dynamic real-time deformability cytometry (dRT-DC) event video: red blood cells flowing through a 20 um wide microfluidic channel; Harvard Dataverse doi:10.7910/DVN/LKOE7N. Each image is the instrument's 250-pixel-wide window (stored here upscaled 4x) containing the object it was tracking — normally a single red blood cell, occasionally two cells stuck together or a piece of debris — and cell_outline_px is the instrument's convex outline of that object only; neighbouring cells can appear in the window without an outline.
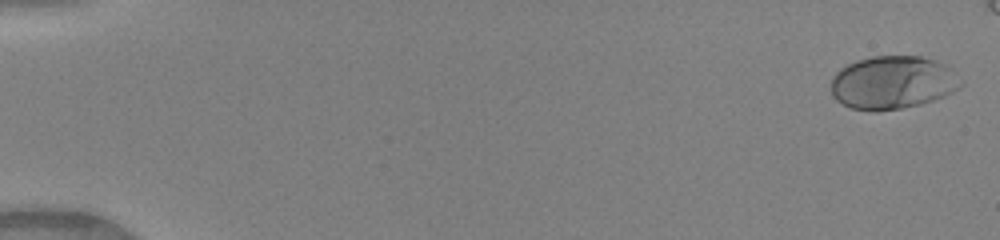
{"species": "human", "species_latin": "Homo sapiens", "temperature_condition": "warm", "stored_images_in_passage": 47, "camera_frame_rate_fps": 3000, "um_per_image_px": 0.085, "donor": {"sex": "female"}, "frame": {"image": 1, "passage_image": 1, "time_ms": 0.0, "image_size_px": [1000, 240], "cell_outline_px": [[964, 84], [960, 88], [944, 96], [920, 104], [900, 108], [876, 112], [872, 112], [852, 108], [836, 100], [832, 96], [832, 76], [840, 68], [856, 60], [872, 56], [920, 56], [944, 64]], "centroid_in_image_um": [75.84, 7.02], "position_along_channel_um": 9.2, "area_um2": 40.06}}
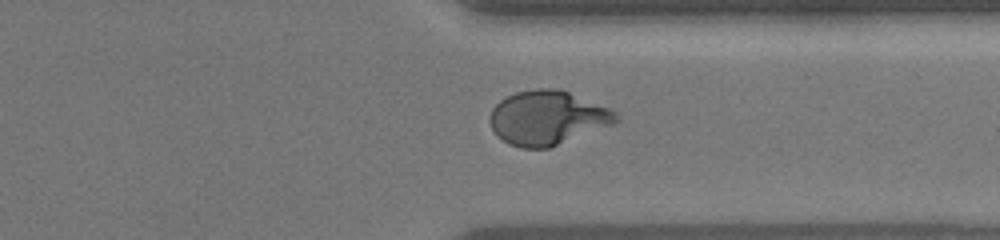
{"frame": {"image": 2, "passage_image": 39, "time_ms": 12.667, "image_size_px": [1000, 240], "cell_outline_px": [[620, 120], [616, 124], [548, 148], [524, 148], [508, 144], [496, 136], [492, 128], [492, 108], [500, 100], [516, 92], [536, 88], [556, 88], [568, 92], [608, 108], [616, 112]], "centroid_in_image_um": [46.56, 10.02], "position_along_channel_um": 364.8, "area_um2": 39.59}}
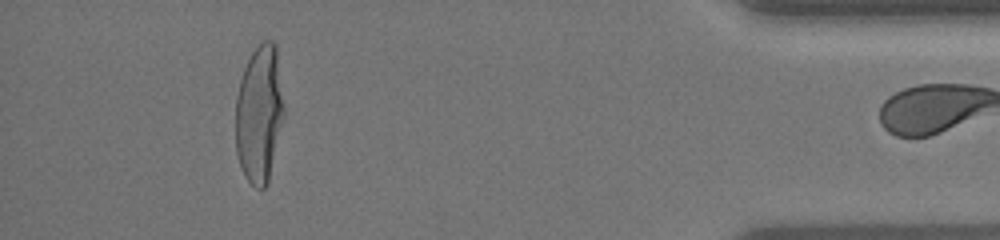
{"frame": {"image": 3, "passage_image": 46, "time_ms": 15.0, "image_size_px": [1000, 240], "cell_outline_px": [[284, 116], [268, 184], [264, 188], [256, 188], [244, 176], [236, 152], [236, 96], [240, 80], [244, 68], [252, 52], [260, 40], [272, 40], [276, 44], [284, 108]], "centroid_in_image_um": [22.04, 9.67], "position_along_channel_um": 413.2, "area_um2": 38.96}}